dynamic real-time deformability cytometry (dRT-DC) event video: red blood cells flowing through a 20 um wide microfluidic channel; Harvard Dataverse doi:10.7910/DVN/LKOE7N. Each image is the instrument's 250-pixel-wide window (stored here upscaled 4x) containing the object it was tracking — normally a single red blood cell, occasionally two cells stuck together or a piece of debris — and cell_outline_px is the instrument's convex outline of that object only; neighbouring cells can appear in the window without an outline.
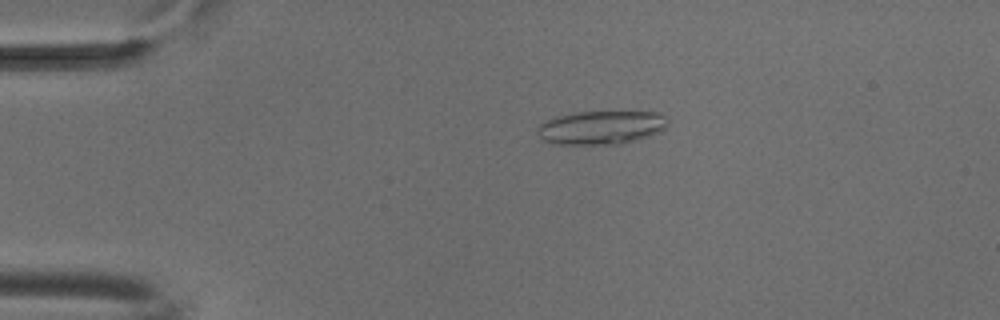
{"species": "common noctule bat (a hibernating species)", "species_latin": "Nyctalus noctula", "temperature_condition": "cold", "stored_images_in_passage": 43, "camera_frame_rate_fps": 3000, "um_per_image_px": 0.085, "animal": {"sex": "male", "body_mass_g": 18.8}, "frame": {"image": 1, "passage_image": 2, "time_ms": 0.333, "image_size_px": [1000, 320], "cell_outline_px": [[668, 120], [664, 128], [660, 132], [624, 144], [552, 144], [544, 140], [536, 132], [536, 128], [544, 120], [556, 116], [576, 112], [656, 112], [664, 116]], "centroid_in_image_um": [51.06, 10.84], "position_along_channel_um": 33.9, "area_um2": 25.61}}
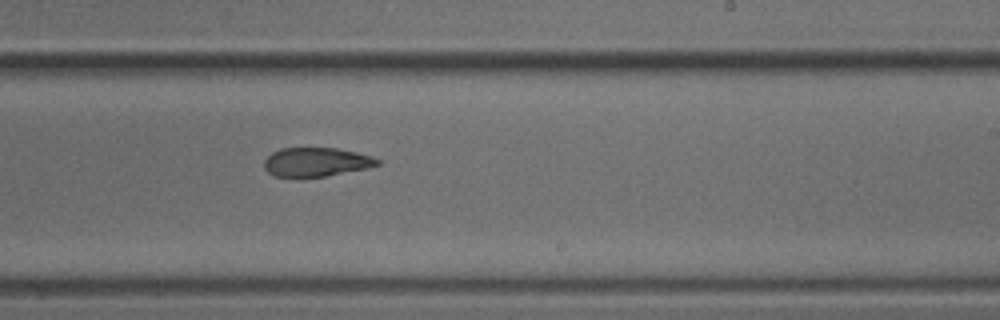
{"frame": {"image": 2, "passage_image": 23, "time_ms": 7.333, "image_size_px": [1000, 320], "cell_outline_px": [[380, 164], [368, 168], [324, 176], [276, 176], [268, 172], [264, 168], [264, 160], [272, 152], [280, 148], [336, 148], [356, 152], [372, 156], [380, 160]], "centroid_in_image_um": [26.88, 13.76], "position_along_channel_um": 262.1, "area_um2": 18.9}}
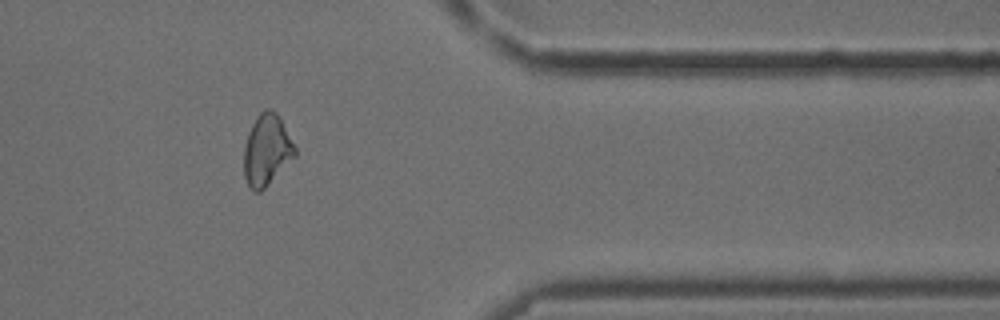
{"frame": {"image": 3, "passage_image": 34, "time_ms": 11.0, "image_size_px": [1000, 320], "cell_outline_px": [[296, 156], [260, 192], [256, 192], [248, 184], [244, 176], [244, 148], [248, 132], [252, 124], [260, 112], [264, 108], [272, 108], [276, 112], [296, 148]], "centroid_in_image_um": [22.67, 12.74], "position_along_channel_um": 388.7, "area_um2": 20.92}, "authors_computed_cell_mechanics": {"area_um2": 20.9236, "velocity_mm_per_s": 3.8806, "shape_relaxation_time_tau1_ms": null, "shape_relaxation_time_tau2_ms": 3.845, "deformation_change_tau1": null, "deformation_change_tau2": 0.1124}}